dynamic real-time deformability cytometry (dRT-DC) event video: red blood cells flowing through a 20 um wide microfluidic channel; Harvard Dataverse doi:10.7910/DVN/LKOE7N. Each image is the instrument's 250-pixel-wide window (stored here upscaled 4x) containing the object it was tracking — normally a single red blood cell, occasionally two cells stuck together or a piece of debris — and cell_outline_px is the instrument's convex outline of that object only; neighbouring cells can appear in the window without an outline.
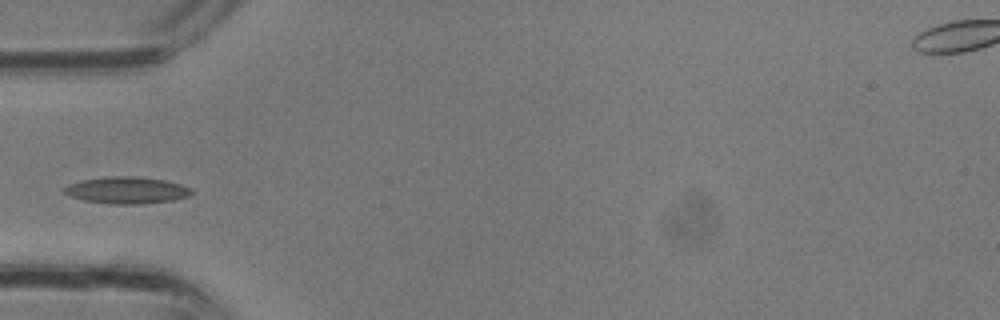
{"species": "common noctule bat (a hibernating species)", "species_latin": "Nyctalus noctula", "temperature_condition": "room temperature", "stored_images_in_passage": 3, "camera_frame_rate_fps": 3000, "um_per_image_px": 0.085, "animal": {"sex": "male", "body_mass_g": 13.3}, "frame": {"image": 1, "passage_image": 3, "time_ms": 0.667, "image_size_px": [1000, 320], "cell_outline_px": [[192, 192], [188, 196], [172, 200], [144, 204], [108, 204], [84, 200], [72, 196], [64, 192], [64, 188], [68, 184], [84, 180], [108, 176], [136, 176], [164, 180], [180, 184], [192, 188]], "centroid_in_image_um": [10.79, 16.17], "position_along_channel_um": 74.2, "area_um2": 19.77}}